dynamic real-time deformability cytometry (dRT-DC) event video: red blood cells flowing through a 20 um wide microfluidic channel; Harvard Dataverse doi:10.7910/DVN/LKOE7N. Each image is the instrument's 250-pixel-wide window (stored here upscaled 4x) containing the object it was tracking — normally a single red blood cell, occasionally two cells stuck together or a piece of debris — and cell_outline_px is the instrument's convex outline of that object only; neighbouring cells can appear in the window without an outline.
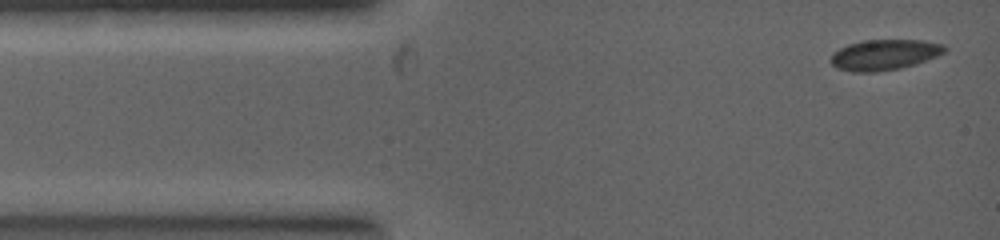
{"species": "common noctule bat (a hibernating species)", "species_latin": "Nyctalus noctula", "temperature_condition": "warm", "stored_images_in_passage": 7, "camera_frame_rate_fps": 5000, "um_per_image_px": 0.085, "animal": {"sex": "female", "body_mass_g": 19.0, "forearm_length_mm": 53.3}, "frame": {"image": 1, "passage_image": 1, "time_ms": 0.0, "image_size_px": [1000, 240], "cell_outline_px": [[948, 48], [944, 52], [936, 56], [916, 64], [900, 68], [872, 72], [852, 72], [836, 68], [832, 64], [832, 52], [848, 44], [864, 40], [920, 40], [944, 44]], "centroid_in_image_um": [75.17, 4.65], "position_along_channel_um": 9.8, "area_um2": 20.23}}
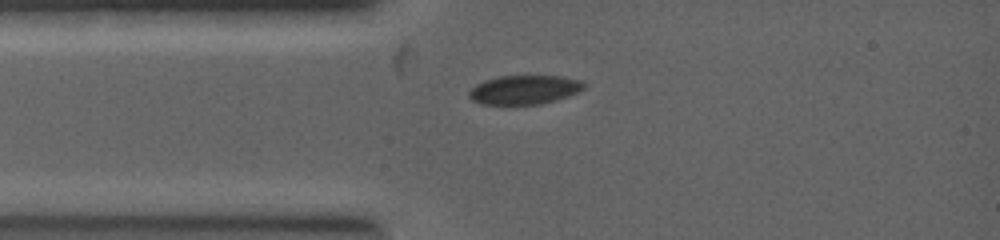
{"frame": {"image": 2, "passage_image": 4, "time_ms": 1.4, "image_size_px": [1000, 240], "cell_outline_px": [[584, 88], [576, 92], [540, 104], [480, 104], [472, 100], [468, 96], [468, 92], [476, 84], [500, 76], [556, 76], [580, 80], [584, 84]], "centroid_in_image_um": [44.5, 7.63], "position_along_channel_um": 40.5, "area_um2": 18.9}}